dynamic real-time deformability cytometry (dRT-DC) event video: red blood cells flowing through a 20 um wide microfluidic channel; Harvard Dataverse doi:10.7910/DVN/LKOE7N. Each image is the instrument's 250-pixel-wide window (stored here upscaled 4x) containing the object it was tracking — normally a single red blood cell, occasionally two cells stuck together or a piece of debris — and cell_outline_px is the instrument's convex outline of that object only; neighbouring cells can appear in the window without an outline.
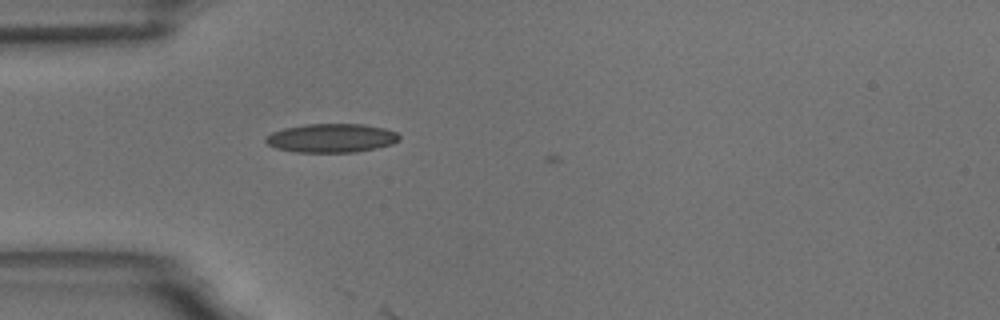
{"species": "common noctule bat (a hibernating species)", "species_latin": "Nyctalus noctula", "temperature_condition": "room temperature", "stored_images_in_passage": 4, "camera_frame_rate_fps": 3000, "um_per_image_px": 0.085, "animal": {"sex": "male", "body_mass_g": 18.8}, "frame": {"image": 1, "passage_image": 3, "time_ms": 0.667, "image_size_px": [1000, 320], "cell_outline_px": [[400, 140], [392, 144], [376, 148], [356, 152], [296, 152], [276, 148], [268, 144], [264, 140], [272, 132], [284, 128], [304, 124], [364, 124], [384, 128], [396, 132], [400, 136]], "centroid_in_image_um": [28.19, 11.73], "position_along_channel_um": 56.8, "area_um2": 22.43}}